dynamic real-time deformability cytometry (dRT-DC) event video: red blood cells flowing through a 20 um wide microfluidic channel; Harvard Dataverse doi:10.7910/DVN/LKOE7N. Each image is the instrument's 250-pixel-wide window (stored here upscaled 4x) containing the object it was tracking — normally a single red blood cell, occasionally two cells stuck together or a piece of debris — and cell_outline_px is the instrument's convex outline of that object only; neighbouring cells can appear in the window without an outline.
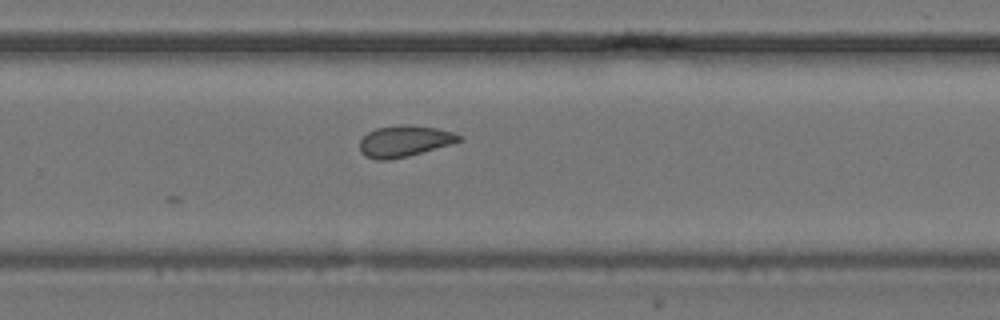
{"species": "common noctule bat (a hibernating species)", "species_latin": "Nyctalus noctula", "temperature_condition": "cold", "stored_images_in_passage": 20, "camera_frame_rate_fps": 3000, "um_per_image_px": 0.085, "animal": {"sex": "female", "body_mass_g": 24.6, "forearm_length_mm": 56.2}, "frame": {"image": 1, "passage_image": 20, "time_ms": 6.333, "image_size_px": [1000, 320], "cell_outline_px": [[464, 140], [452, 144], [408, 156], [388, 160], [376, 160], [364, 156], [360, 152], [360, 140], [368, 132], [376, 128], [400, 124], [408, 124], [436, 128], [452, 132], [460, 136]], "centroid_in_image_um": [34.36, 12.0], "position_along_channel_um": 295.4, "area_um2": 18.21}}